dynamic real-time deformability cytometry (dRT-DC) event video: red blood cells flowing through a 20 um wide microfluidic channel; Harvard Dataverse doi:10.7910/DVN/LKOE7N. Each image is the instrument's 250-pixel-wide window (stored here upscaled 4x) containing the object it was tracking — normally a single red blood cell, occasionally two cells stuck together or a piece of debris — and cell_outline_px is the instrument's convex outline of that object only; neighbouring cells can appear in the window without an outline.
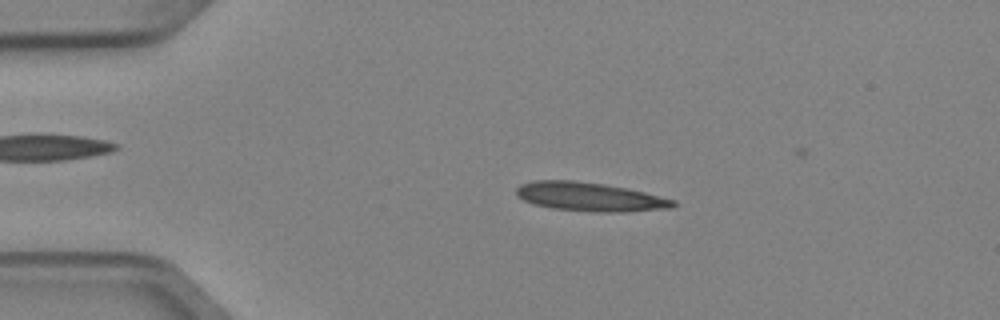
{"species": "Egyptian fruit bat (a non-hibernating species)", "species_latin": "Rousettus aegyptiacus", "temperature_condition": "cold", "stored_images_in_passage": 4, "camera_frame_rate_fps": 3000, "um_per_image_px": 0.085, "animal": {"sex": "female"}, "frame": {"image": 1, "passage_image": 2, "time_ms": 0.333, "image_size_px": [1000, 320], "cell_outline_px": [[676, 204], [672, 208], [628, 212], [596, 212], [552, 208], [532, 204], [516, 196], [516, 188], [520, 184], [532, 180], [576, 180], [604, 184], [628, 188], [676, 200]], "centroid_in_image_um": [50.12, 16.72], "position_along_channel_um": 34.9, "area_um2": 26.65}}